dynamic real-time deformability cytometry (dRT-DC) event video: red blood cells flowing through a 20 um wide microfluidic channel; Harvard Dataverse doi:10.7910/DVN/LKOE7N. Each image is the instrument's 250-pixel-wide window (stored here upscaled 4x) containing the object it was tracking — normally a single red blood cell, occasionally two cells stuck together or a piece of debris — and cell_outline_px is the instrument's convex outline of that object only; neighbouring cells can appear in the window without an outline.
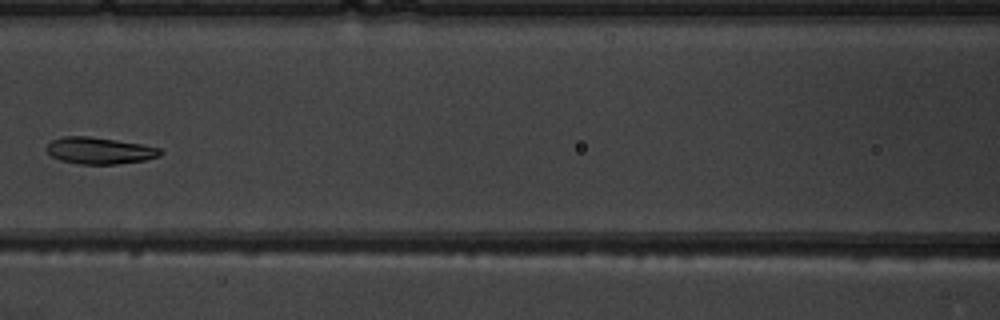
{"species": "common noctule bat (a hibernating species)", "species_latin": "Nyctalus noctula", "temperature_condition": "warm", "stored_images_in_passage": 7, "camera_frame_rate_fps": 3000, "um_per_image_px": 0.085, "animal": {"sex": "male", "body_mass_g": 19.5, "forearm_length_mm": 54.6}, "frame": {"image": 1, "passage_image": 6, "time_ms": 6.0, "image_size_px": [1000, 320], "cell_outline_px": [[164, 152], [160, 156], [144, 160], [116, 164], [80, 164], [60, 160], [52, 156], [44, 148], [52, 140], [64, 136], [88, 136], [144, 144], [160, 148]], "centroid_in_image_um": [8.48, 12.8], "position_along_channel_um": 158.1, "area_um2": 17.74}}
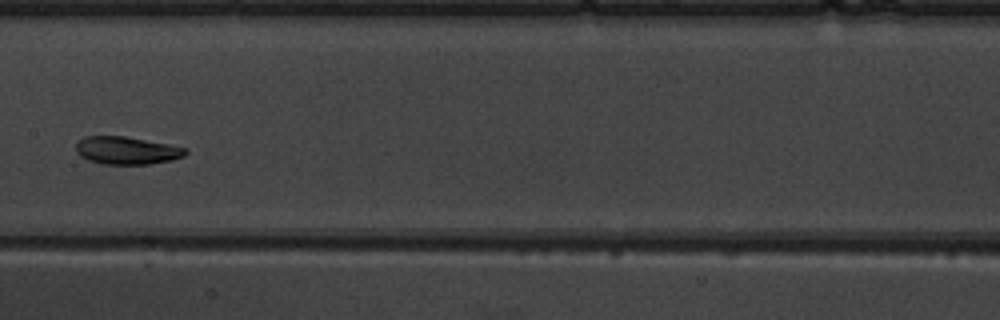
{"frame": {"image": 2, "passage_image": 7, "time_ms": 7.0, "image_size_px": [1000, 320], "cell_outline_px": [[188, 152], [184, 156], [172, 160], [148, 164], [104, 164], [88, 160], [80, 156], [76, 152], [76, 144], [84, 136], [124, 136], [168, 144], [188, 148]], "centroid_in_image_um": [10.78, 12.79], "position_along_channel_um": 196.6, "area_um2": 17.69}}